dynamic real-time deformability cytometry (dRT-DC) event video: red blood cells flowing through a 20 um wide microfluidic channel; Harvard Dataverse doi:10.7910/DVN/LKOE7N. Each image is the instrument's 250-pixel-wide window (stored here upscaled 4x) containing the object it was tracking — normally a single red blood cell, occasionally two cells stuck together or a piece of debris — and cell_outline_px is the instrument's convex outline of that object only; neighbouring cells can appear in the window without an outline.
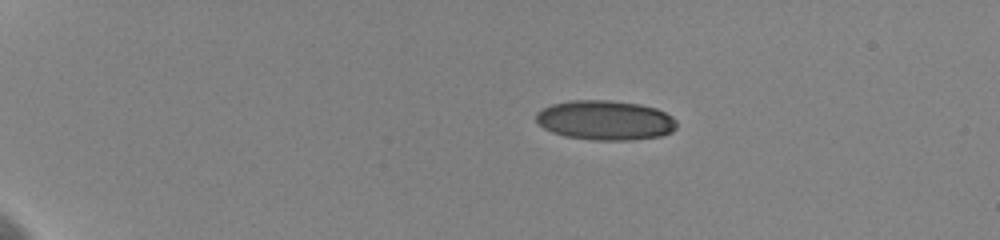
{"species": "human", "species_latin": "Homo sapiens", "temperature_condition": "cold", "stored_images_in_passage": 52, "camera_frame_rate_fps": 3000, "um_per_image_px": 0.085, "donor": {"sex": "female"}, "frame": {"image": 1, "passage_image": 1, "time_ms": 0.0, "image_size_px": [1000, 240], "cell_outline_px": [[676, 128], [672, 132], [660, 136], [632, 140], [596, 140], [564, 136], [552, 132], [544, 128], [536, 120], [536, 112], [552, 104], [572, 100], [608, 100], [640, 104], [656, 108], [672, 116], [676, 120]], "centroid_in_image_um": [51.46, 10.22], "position_along_channel_um": 33.5, "area_um2": 32.48}}
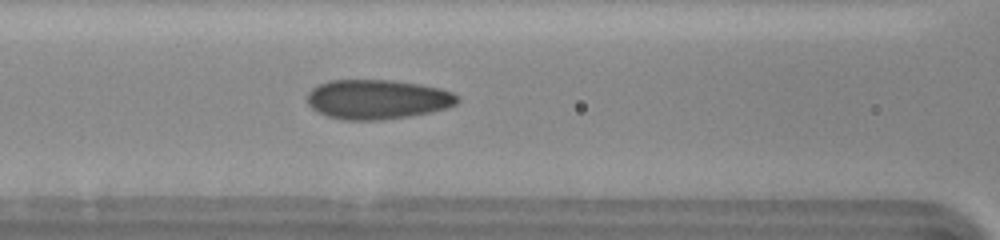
{"frame": {"image": 2, "passage_image": 13, "time_ms": 5.333, "image_size_px": [1000, 240], "cell_outline_px": [[460, 100], [456, 104], [448, 108], [408, 116], [380, 120], [344, 120], [328, 116], [312, 108], [308, 104], [308, 92], [312, 88], [328, 80], [392, 80], [420, 84], [452, 92]], "centroid_in_image_um": [32.06, 8.44], "position_along_channel_um": 134.5, "area_um2": 34.39}}
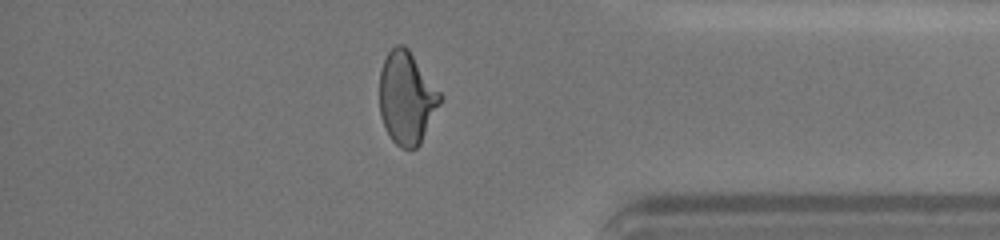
{"frame": {"image": 3, "passage_image": 42, "time_ms": 13.0, "image_size_px": [1000, 240], "cell_outline_px": [[444, 96], [420, 144], [416, 148], [400, 148], [392, 140], [380, 116], [380, 68], [388, 52], [396, 44], [404, 44], [408, 48]], "centroid_in_image_um": [34.58, 8.3], "position_along_channel_um": 400.6, "area_um2": 32.71}, "authors_computed_cell_mechanics": {"area_um2": 32.9171, "velocity_mm_per_s": 3.6259, "shape_relaxation_time_tau1_ms": 7.4961, "shape_relaxation_time_tau2_ms": 1.0818, "deformation_change_tau1": 0.1862, "deformation_change_tau2": 0.0548}}